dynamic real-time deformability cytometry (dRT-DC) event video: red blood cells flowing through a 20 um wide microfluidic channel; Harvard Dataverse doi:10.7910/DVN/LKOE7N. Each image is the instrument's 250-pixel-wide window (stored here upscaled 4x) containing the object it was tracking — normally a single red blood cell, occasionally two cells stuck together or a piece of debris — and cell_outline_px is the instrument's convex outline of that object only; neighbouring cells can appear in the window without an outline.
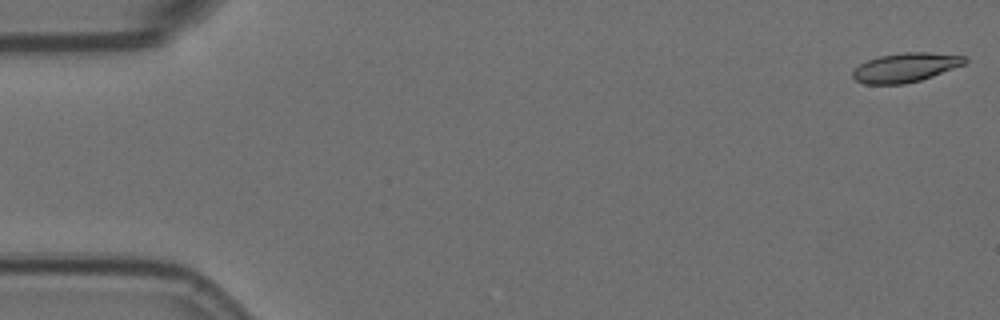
{"species": "Egyptian fruit bat (a non-hibernating species)", "species_latin": "Rousettus aegyptiacus", "temperature_condition": "room temperature", "stored_images_in_passage": 5, "camera_frame_rate_fps": 3000, "um_per_image_px": 0.085, "animal": {"sex": "female"}, "frame": {"image": 1, "passage_image": 1, "time_ms": 0.0, "image_size_px": [1000, 320], "cell_outline_px": [[968, 60], [964, 64], [932, 76], [920, 80], [904, 84], [864, 84], [856, 80], [852, 76], [852, 72], [860, 64], [868, 60], [880, 56], [904, 52], [928, 52], [964, 56]], "centroid_in_image_um": [76.95, 5.74], "position_along_channel_um": 8.0, "area_um2": 18.84}}
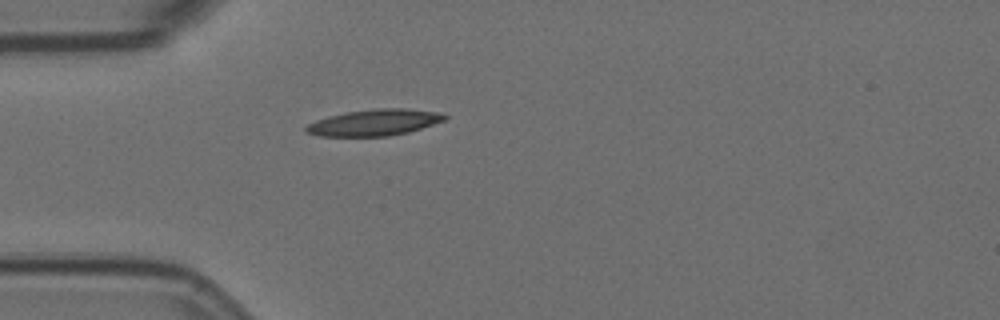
{"frame": {"image": 2, "passage_image": 5, "time_ms": 1.333, "image_size_px": [1000, 320], "cell_outline_px": [[448, 116], [444, 120], [408, 132], [388, 136], [320, 136], [308, 132], [304, 128], [308, 124], [316, 120], [328, 116], [348, 112], [376, 108], [404, 108], [436, 112]], "centroid_in_image_um": [31.8, 10.41], "position_along_channel_um": 53.2, "area_um2": 20.92}}